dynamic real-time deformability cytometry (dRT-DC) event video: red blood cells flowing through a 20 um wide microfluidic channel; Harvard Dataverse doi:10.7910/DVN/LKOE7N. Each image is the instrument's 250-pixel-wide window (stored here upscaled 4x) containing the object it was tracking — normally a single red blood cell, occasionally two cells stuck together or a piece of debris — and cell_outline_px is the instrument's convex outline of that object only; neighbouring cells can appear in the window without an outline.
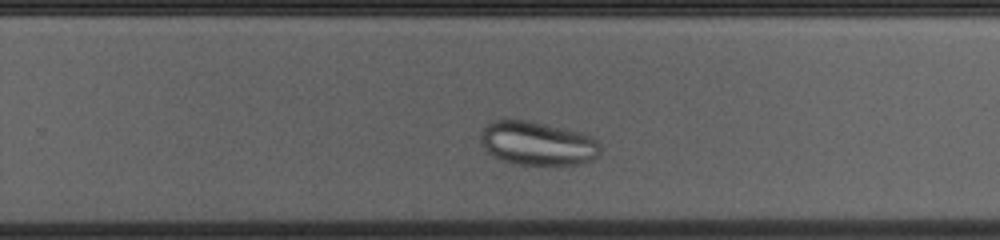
{"species": "common noctule bat (a hibernating species)", "species_latin": "Nyctalus noctula", "temperature_condition": "cold", "stored_images_in_passage": 33, "camera_frame_rate_fps": 3000, "um_per_image_px": 0.085, "animal": {"sex": "female", "body_mass_g": 23.0, "forearm_length_mm": 53.4}, "frame": {"image": 1, "passage_image": 24, "time_ms": 7.667, "image_size_px": [1000, 240], "cell_outline_px": [[600, 156], [592, 160], [576, 164], [516, 164], [500, 160], [492, 156], [480, 144], [480, 132], [488, 120], [528, 120], [592, 136], [600, 144]], "centroid_in_image_um": [45.62, 12.18], "position_along_channel_um": 284.2, "area_um2": 30.58}}
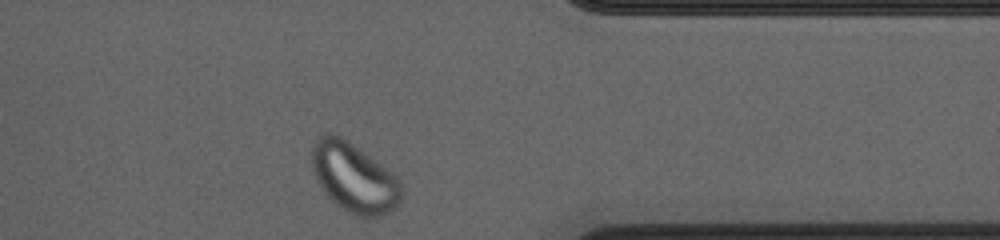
{"frame": {"image": 2, "passage_image": 33, "time_ms": 10.667, "image_size_px": [1000, 240], "cell_outline_px": [[404, 192], [400, 200], [388, 212], [380, 216], [356, 216], [348, 212], [336, 204], [324, 192], [316, 180], [312, 168], [312, 148], [316, 136], [328, 132], [340, 136], [348, 140], [392, 172], [400, 180]], "centroid_in_image_um": [30.08, 15.07], "position_along_channel_um": 381.3, "area_um2": 36.24}}